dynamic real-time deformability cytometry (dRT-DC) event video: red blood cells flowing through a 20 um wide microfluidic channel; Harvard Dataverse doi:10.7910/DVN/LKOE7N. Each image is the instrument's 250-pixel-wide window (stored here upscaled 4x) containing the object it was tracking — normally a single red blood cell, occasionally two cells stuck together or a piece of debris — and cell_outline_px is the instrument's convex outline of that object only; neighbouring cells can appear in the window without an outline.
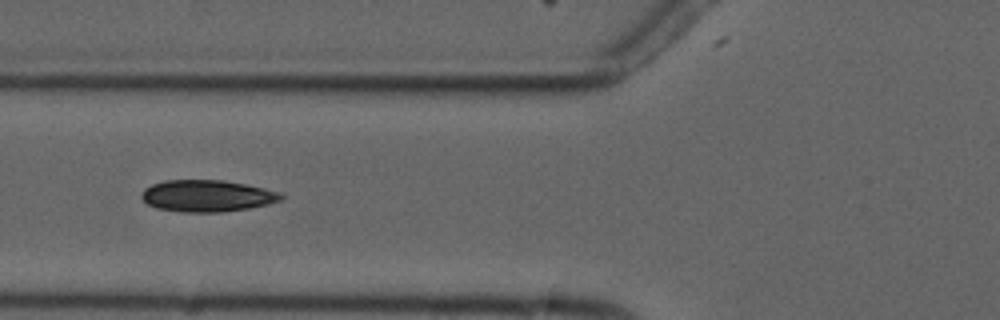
{"species": "common noctule bat (a hibernating species)", "species_latin": "Nyctalus noctula", "temperature_condition": "cold", "stored_images_in_passage": 5, "camera_frame_rate_fps": 3000, "um_per_image_px": 0.085, "animal": {"sex": "male", "forearm_length_mm": 52.5}, "frame": {"image": 1, "passage_image": 5, "time_ms": 4.667, "image_size_px": [1000, 320], "cell_outline_px": [[284, 196], [280, 200], [268, 204], [248, 208], [220, 212], [184, 212], [156, 208], [148, 204], [140, 196], [144, 188], [152, 184], [164, 180], [224, 180], [264, 188], [280, 192]], "centroid_in_image_um": [17.58, 16.64], "position_along_channel_um": 108.2, "area_um2": 25.72}}